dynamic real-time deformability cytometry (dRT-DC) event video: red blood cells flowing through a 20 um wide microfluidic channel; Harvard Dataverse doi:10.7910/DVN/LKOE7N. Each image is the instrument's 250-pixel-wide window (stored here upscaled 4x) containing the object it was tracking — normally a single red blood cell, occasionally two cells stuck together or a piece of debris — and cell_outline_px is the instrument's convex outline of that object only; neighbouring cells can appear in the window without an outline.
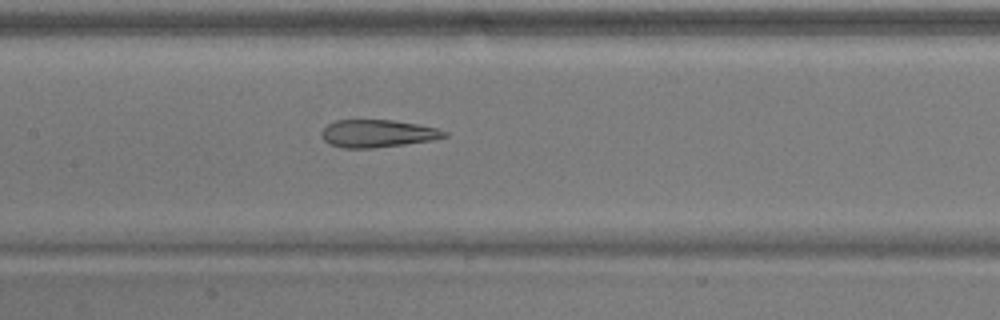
{"species": "common noctule bat (a hibernating species)", "species_latin": "Nyctalus noctula", "temperature_condition": "warm", "stored_images_in_passage": 52, "camera_frame_rate_fps": 3000, "um_per_image_px": 0.085, "animal": {"sex": "male", "body_mass_g": 17.9}, "frame": {"image": 1, "passage_image": 25, "time_ms": 8.0, "image_size_px": [1000, 320], "cell_outline_px": [[448, 136], [432, 140], [404, 144], [372, 148], [344, 148], [328, 144], [324, 140], [320, 132], [328, 124], [336, 120], [392, 120], [416, 124], [436, 128], [448, 132]], "centroid_in_image_um": [32.07, 11.35], "position_along_channel_um": 175.3, "area_um2": 19.65}}
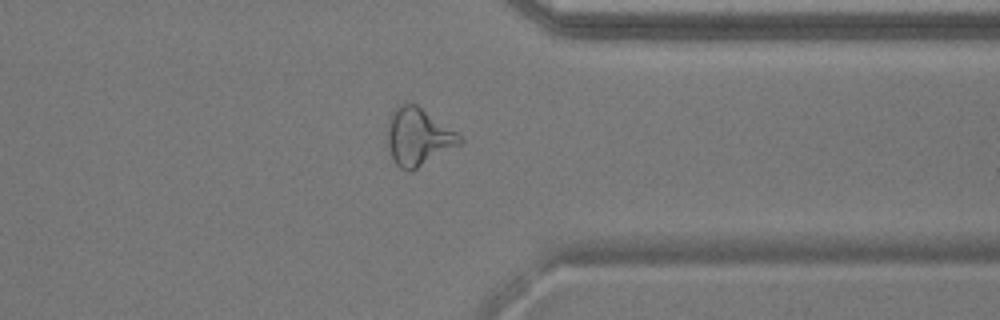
{"frame": {"image": 2, "passage_image": 41, "time_ms": 13.333, "image_size_px": [1000, 320], "cell_outline_px": [[464, 140], [460, 144], [412, 172], [408, 172], [400, 168], [392, 160], [388, 148], [388, 120], [392, 112], [400, 104], [416, 104], [456, 132]], "centroid_in_image_um": [35.53, 11.67], "position_along_channel_um": 375.9, "area_um2": 24.04}}
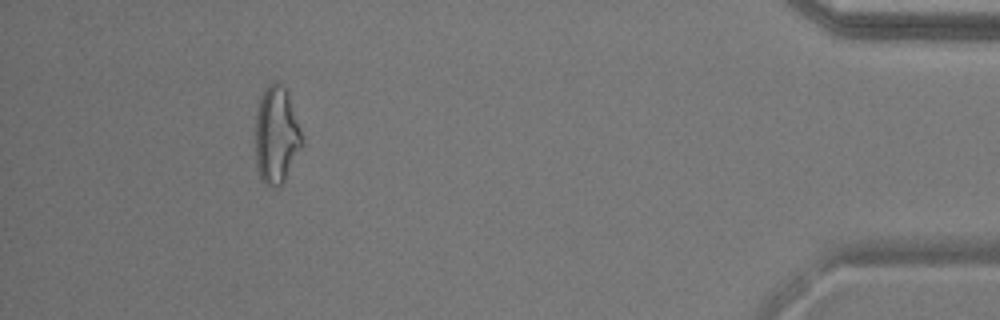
{"frame": {"image": 3, "passage_image": 48, "time_ms": 15.667, "image_size_px": [1000, 320], "cell_outline_px": [[304, 144], [280, 188], [268, 188], [260, 180], [256, 164], [256, 112], [260, 96], [264, 88], [268, 84], [276, 80], [288, 92], [304, 140]], "centroid_in_image_um": [23.49, 11.52], "position_along_channel_um": 411.7, "area_um2": 26.93}, "authors_computed_cell_mechanics": {"area_um2": 24.1604, "velocity_mm_per_s": 3.842, "shape_relaxation_time_tau1_ms": 8.9268, "shape_relaxation_time_tau2_ms": 2.2382, "deformation_change_tau1": 0.2669, "deformation_change_tau2": 0.1384}}